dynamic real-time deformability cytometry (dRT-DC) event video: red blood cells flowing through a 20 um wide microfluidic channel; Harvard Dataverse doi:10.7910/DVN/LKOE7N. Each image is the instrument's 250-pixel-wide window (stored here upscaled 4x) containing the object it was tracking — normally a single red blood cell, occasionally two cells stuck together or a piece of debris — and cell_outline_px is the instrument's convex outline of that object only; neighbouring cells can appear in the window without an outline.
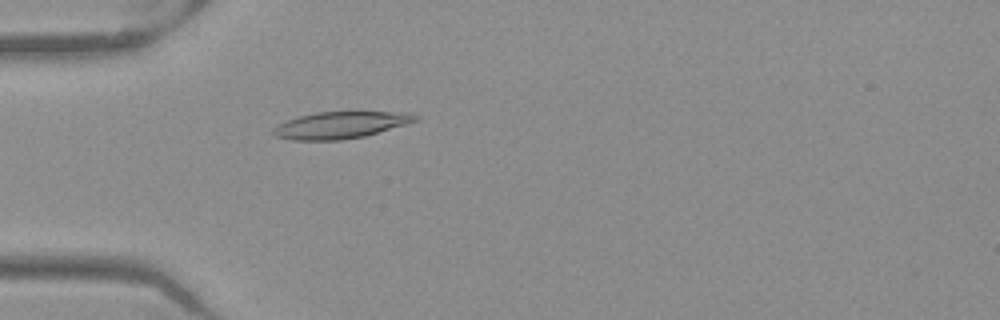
{"species": "Egyptian fruit bat (a non-hibernating species)", "species_latin": "Rousettus aegyptiacus", "temperature_condition": "warm", "stored_images_in_passage": 52, "camera_frame_rate_fps": 3000, "um_per_image_px": 0.085, "frame": {"image": 1, "passage_image": 16, "time_ms": 5.0, "image_size_px": [1000, 320], "cell_outline_px": [[420, 120], [408, 124], [364, 136], [340, 140], [292, 140], [276, 136], [272, 132], [272, 128], [276, 124], [300, 116], [316, 112], [356, 108], [412, 112], [420, 116]], "centroid_in_image_um": [29.09, 10.55], "position_along_channel_um": 55.9, "area_um2": 23.7}}
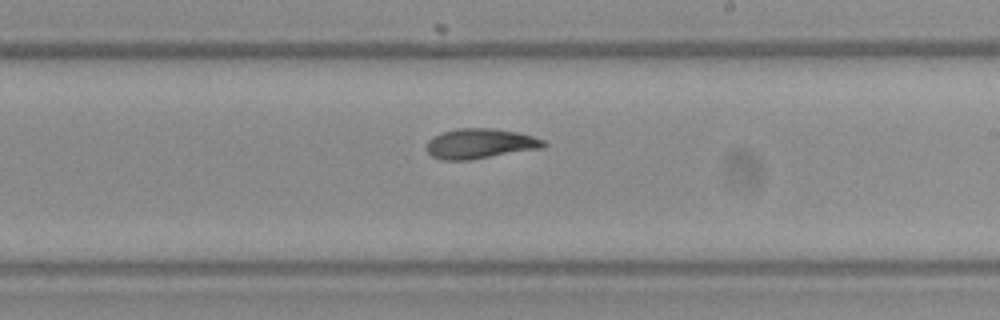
{"frame": {"image": 2, "passage_image": 31, "time_ms": 10.0, "image_size_px": [1000, 320], "cell_outline_px": [[548, 144], [544, 148], [468, 160], [440, 160], [432, 156], [428, 152], [428, 140], [432, 136], [456, 128], [492, 128], [516, 132], [532, 136], [544, 140]], "centroid_in_image_um": [40.82, 12.21], "position_along_channel_um": 248.2, "area_um2": 20.46}}
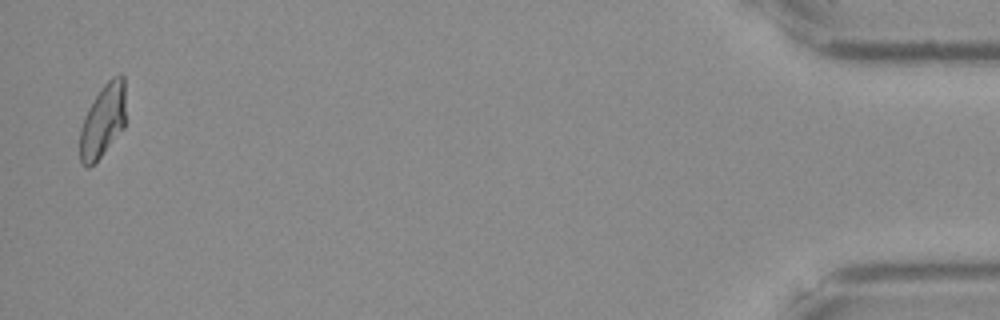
{"frame": {"image": 3, "passage_image": 51, "time_ms": 16.667, "image_size_px": [1000, 320], "cell_outline_px": [[124, 128], [100, 156], [88, 168], [80, 160], [80, 128], [84, 116], [88, 108], [100, 88], [112, 76], [120, 72], [124, 76]], "centroid_in_image_um": [8.74, 10.21], "position_along_channel_um": 426.5, "area_um2": 19.36}, "authors_computed_cell_mechanics": {"area_um2": 20.808, "velocity_mm_per_s": 3.973, "shape_relaxation_time_tau1_ms": 11.2388, "shape_relaxation_time_tau2_ms": 1.6952, "deformation_change_tau1": 0.2812, "deformation_change_tau2": 0.0853}}